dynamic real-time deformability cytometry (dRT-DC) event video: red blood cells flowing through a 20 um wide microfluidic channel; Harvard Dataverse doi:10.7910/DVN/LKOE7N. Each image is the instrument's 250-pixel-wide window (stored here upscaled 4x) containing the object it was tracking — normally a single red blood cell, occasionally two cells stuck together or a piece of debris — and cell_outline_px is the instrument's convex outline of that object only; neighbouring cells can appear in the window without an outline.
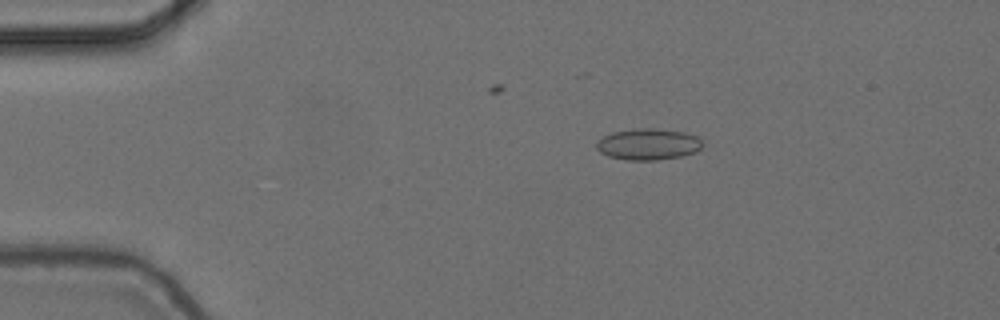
{"species": "common noctule bat (a hibernating species)", "species_latin": "Nyctalus noctula", "temperature_condition": "cold", "stored_images_in_passage": 6, "camera_frame_rate_fps": 3000, "um_per_image_px": 0.085, "animal": {"sex": "female", "body_mass_g": 24.6, "forearm_length_mm": 56.2}, "frame": {"image": 1, "passage_image": 1, "time_ms": 0.0, "image_size_px": [1000, 320], "cell_outline_px": [[704, 144], [696, 152], [680, 156], [656, 160], [628, 160], [608, 156], [600, 152], [596, 148], [596, 144], [604, 136], [612, 132], [636, 128], [652, 128], [684, 132], [696, 136]], "centroid_in_image_um": [55.1, 12.26], "position_along_channel_um": 29.9, "area_um2": 19.25}}